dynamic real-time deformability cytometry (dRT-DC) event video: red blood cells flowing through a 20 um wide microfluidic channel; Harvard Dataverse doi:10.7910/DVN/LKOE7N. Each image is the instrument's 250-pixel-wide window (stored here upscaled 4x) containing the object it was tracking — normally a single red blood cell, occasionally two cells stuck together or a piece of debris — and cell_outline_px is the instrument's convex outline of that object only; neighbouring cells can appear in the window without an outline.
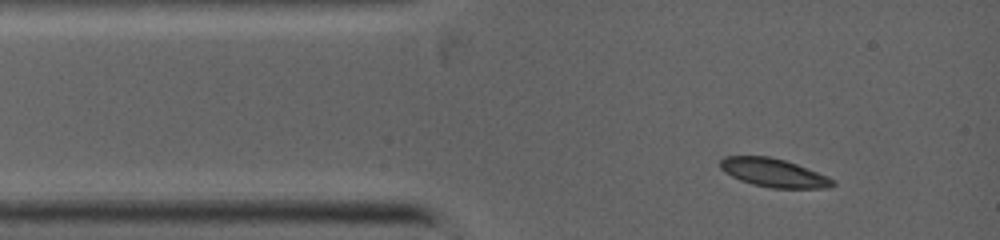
{"species": "common noctule bat (a hibernating species)", "species_latin": "Nyctalus noctula", "temperature_condition": "warm", "stored_images_in_passage": 13, "camera_frame_rate_fps": 5000, "um_per_image_px": 0.085, "animal": {"sex": "female", "body_mass_g": 19.0, "forearm_length_mm": 53.3}, "frame": {"image": 1, "passage_image": 1, "time_ms": 0.0, "image_size_px": [1000, 240], "cell_outline_px": [[836, 184], [828, 188], [772, 188], [752, 184], [740, 180], [724, 172], [720, 168], [720, 160], [724, 156], [768, 156], [784, 160], [796, 164], [828, 176], [836, 180]], "centroid_in_image_um": [65.77, 14.69], "position_along_channel_um": 19.2, "area_um2": 18.67}}
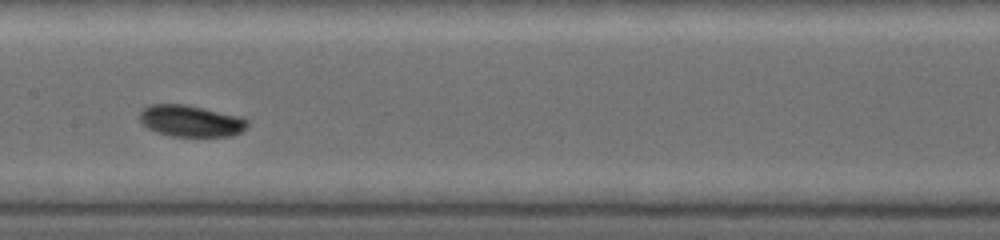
{"frame": {"image": 2, "passage_image": 6, "time_ms": 4.2, "image_size_px": [1000, 240], "cell_outline_px": [[248, 124], [240, 132], [232, 136], [172, 136], [148, 128], [140, 120], [140, 112], [148, 104], [188, 104], [240, 116], [248, 120]], "centroid_in_image_um": [16.23, 10.26], "position_along_channel_um": 191.2, "area_um2": 19.71}}
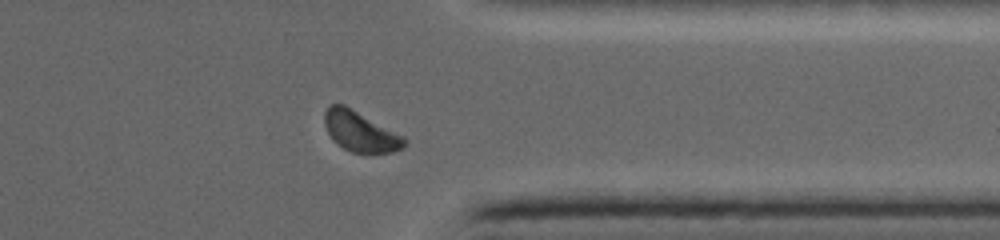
{"frame": {"image": 3, "passage_image": 11, "time_ms": 8.2, "image_size_px": [1000, 240], "cell_outline_px": [[408, 140], [404, 148], [392, 152], [352, 152], [344, 148], [332, 140], [324, 124], [324, 112], [328, 104], [344, 104], [404, 136]], "centroid_in_image_um": [30.62, 11.16], "position_along_channel_um": 380.8, "area_um2": 18.73}}